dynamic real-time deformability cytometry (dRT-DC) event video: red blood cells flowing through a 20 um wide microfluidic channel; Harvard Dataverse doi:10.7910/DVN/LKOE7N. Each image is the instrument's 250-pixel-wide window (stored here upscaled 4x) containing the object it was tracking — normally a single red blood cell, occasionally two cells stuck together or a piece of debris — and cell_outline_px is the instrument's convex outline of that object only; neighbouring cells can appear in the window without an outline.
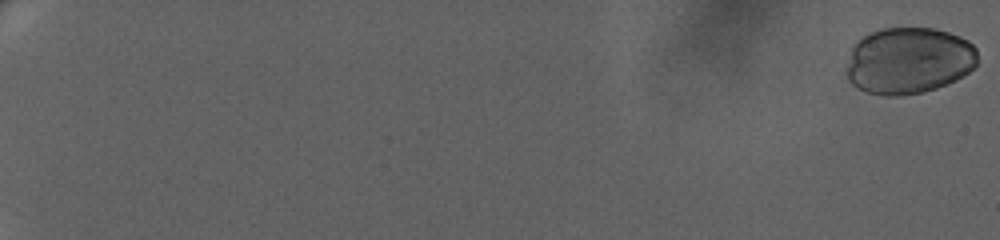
{"species": "human", "species_latin": "Homo sapiens", "temperature_condition": "warm", "stored_images_in_passage": 69, "camera_frame_rate_fps": 3000, "um_per_image_px": 0.085, "donor": {"sex": "female"}, "frame": {"image": 1, "passage_image": 1, "time_ms": 0.0, "image_size_px": [1000, 240], "cell_outline_px": [[976, 64], [968, 72], [956, 80], [948, 84], [924, 92], [896, 96], [884, 96], [868, 92], [856, 88], [848, 80], [848, 64], [852, 48], [856, 40], [880, 28], [936, 28], [960, 36], [968, 40], [976, 48]], "centroid_in_image_um": [77.25, 5.15], "position_along_channel_um": 7.8, "area_um2": 50.98}}
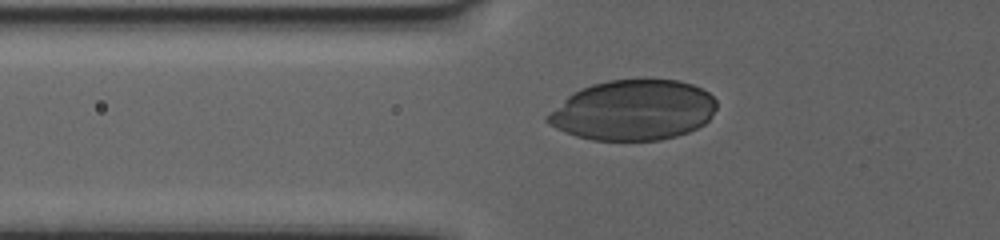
{"frame": {"image": 2, "passage_image": 30, "time_ms": 9.667, "image_size_px": [1000, 240], "cell_outline_px": [[716, 108], [708, 120], [704, 124], [688, 132], [676, 136], [660, 140], [592, 140], [576, 136], [564, 132], [548, 124], [544, 120], [544, 116], [572, 92], [580, 88], [592, 84], [608, 80], [680, 80], [692, 84], [708, 92], [716, 100]], "centroid_in_image_um": [53.79, 9.37], "position_along_channel_um": 72.0, "area_um2": 59.53}}
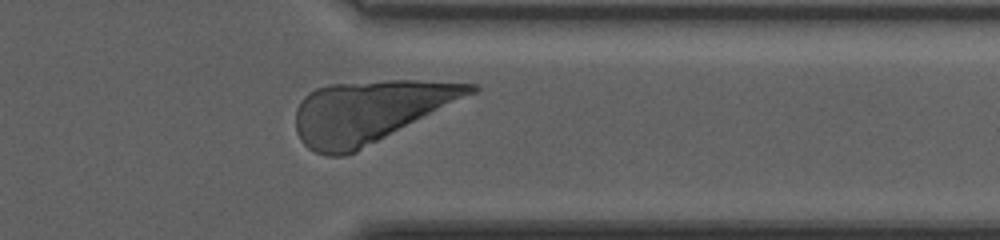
{"frame": {"image": 3, "passage_image": 59, "time_ms": 19.333, "image_size_px": [1000, 240], "cell_outline_px": [[480, 88], [476, 92], [356, 152], [344, 156], [328, 156], [316, 152], [308, 148], [300, 140], [296, 132], [296, 108], [300, 100], [308, 92], [316, 88], [328, 84], [384, 80], [416, 80], [476, 84]], "centroid_in_image_um": [31.39, 9.48], "position_along_channel_um": 380.0, "area_um2": 63.12}}